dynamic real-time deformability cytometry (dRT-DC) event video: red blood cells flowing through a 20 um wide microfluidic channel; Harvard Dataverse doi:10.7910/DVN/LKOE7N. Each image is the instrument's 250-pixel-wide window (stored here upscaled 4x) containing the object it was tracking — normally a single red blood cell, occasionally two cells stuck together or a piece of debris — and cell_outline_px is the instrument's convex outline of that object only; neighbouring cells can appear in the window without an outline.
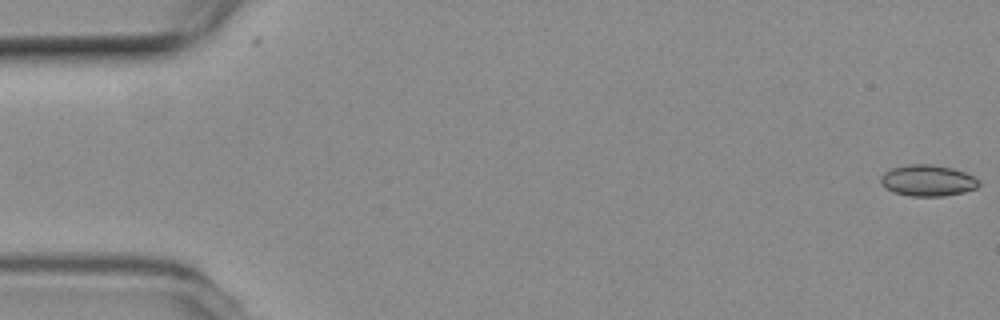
{"species": "common noctule bat (a hibernating species)", "species_latin": "Nyctalus noctula", "temperature_condition": "room temperature", "stored_images_in_passage": 55, "camera_frame_rate_fps": 3000, "um_per_image_px": 0.085, "animal": {"sex": "female", "body_mass_g": 19.3, "forearm_length_mm": 54.1}, "frame": {"image": 1, "passage_image": 1, "time_ms": 0.0, "image_size_px": [1000, 320], "cell_outline_px": [[980, 184], [976, 188], [964, 192], [944, 196], [912, 196], [892, 192], [884, 188], [880, 184], [880, 176], [884, 172], [892, 168], [908, 164], [932, 164], [952, 168], [964, 172], [980, 180]], "centroid_in_image_um": [78.82, 15.35], "position_along_channel_um": 6.2, "area_um2": 18.03}}
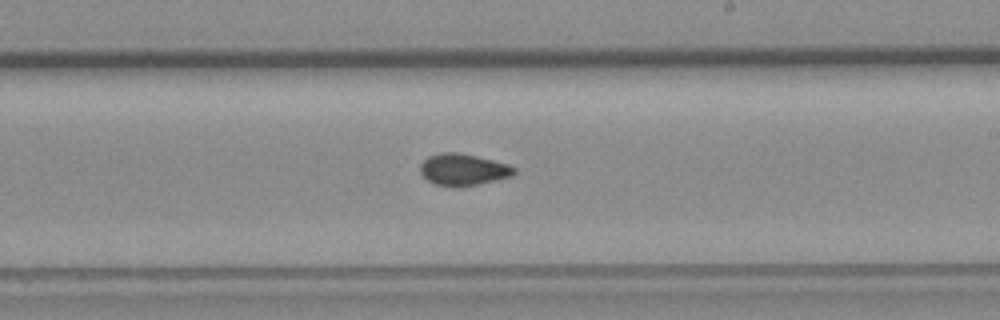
{"frame": {"image": 2, "passage_image": 32, "time_ms": 10.333, "image_size_px": [1000, 320], "cell_outline_px": [[516, 172], [512, 176], [460, 188], [436, 184], [428, 180], [420, 172], [420, 164], [428, 156], [440, 152], [456, 152], [476, 156], [508, 164], [516, 168]], "centroid_in_image_um": [39.36, 14.42], "position_along_channel_um": 249.6, "area_um2": 17.34}}
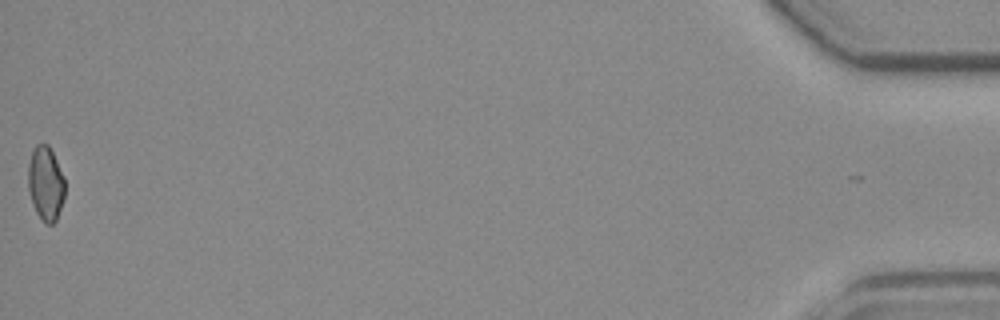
{"frame": {"image": 3, "passage_image": 55, "time_ms": 18.0, "image_size_px": [1000, 320], "cell_outline_px": [[64, 196], [56, 220], [52, 224], [44, 224], [36, 212], [32, 204], [28, 188], [28, 164], [32, 148], [36, 144], [48, 144], [64, 176]], "centroid_in_image_um": [3.86, 15.58], "position_along_channel_um": 431.3, "area_um2": 15.95}, "authors_computed_cell_mechanics": {"area_um2": 17.051, "velocity_mm_per_s": 3.7681, "shape_relaxation_time_tau1_ms": null, "shape_relaxation_time_tau2_ms": 1.9629, "deformation_change_tau1": null, "deformation_change_tau2": 0.0611}}